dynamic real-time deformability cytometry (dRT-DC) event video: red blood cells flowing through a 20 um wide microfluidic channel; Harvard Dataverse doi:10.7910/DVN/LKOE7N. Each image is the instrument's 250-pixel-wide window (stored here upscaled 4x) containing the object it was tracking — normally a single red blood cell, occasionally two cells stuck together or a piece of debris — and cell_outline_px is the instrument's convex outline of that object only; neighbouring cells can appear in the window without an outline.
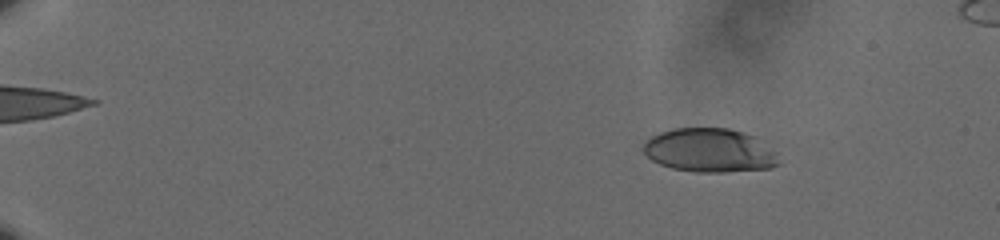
{"species": "human", "species_latin": "Homo sapiens", "temperature_condition": "cold", "stored_images_in_passage": 61, "camera_frame_rate_fps": 3000, "um_per_image_px": 0.085, "donor": {"sex": "male"}, "frame": {"image": 1, "passage_image": 10, "time_ms": 3.0, "image_size_px": [1000, 240], "cell_outline_px": [[780, 164], [772, 168], [724, 172], [696, 172], [672, 168], [660, 164], [652, 160], [644, 152], [644, 140], [660, 132], [672, 128], [728, 128], [744, 132], [756, 136], [780, 152]], "centroid_in_image_um": [60.4, 12.78], "position_along_channel_um": 24.6, "area_um2": 35.2}}
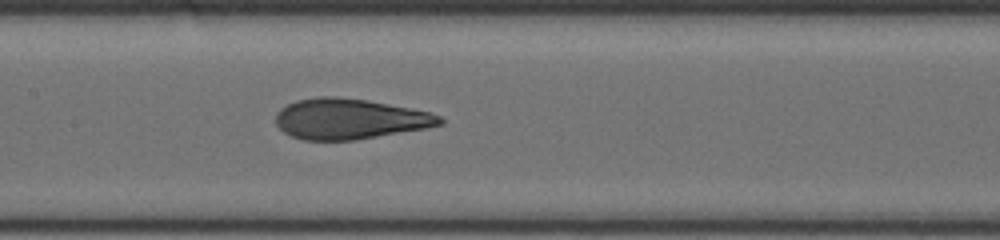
{"frame": {"image": 2, "passage_image": 34, "time_ms": 11.0, "image_size_px": [1000, 240], "cell_outline_px": [[444, 124], [424, 128], [356, 140], [304, 140], [292, 136], [284, 132], [276, 124], [276, 112], [280, 108], [296, 100], [320, 96], [336, 96], [368, 100], [428, 112], [440, 116], [444, 120]], "centroid_in_image_um": [29.68, 10.1], "position_along_channel_um": 177.7, "area_um2": 38.55}}
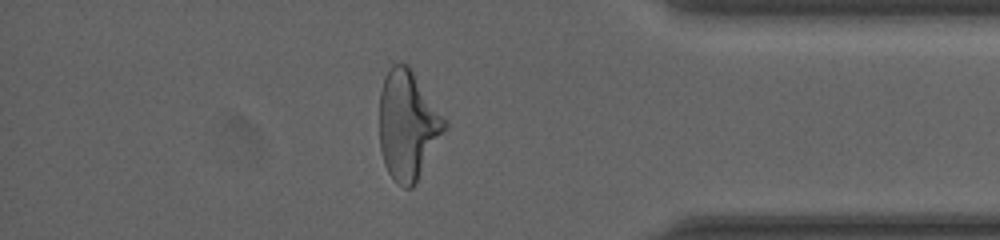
{"frame": {"image": 3, "passage_image": 54, "time_ms": 17.667, "image_size_px": [1000, 240], "cell_outline_px": [[448, 128], [416, 184], [412, 188], [404, 188], [396, 184], [388, 172], [384, 164], [380, 148], [380, 92], [384, 76], [392, 64], [408, 64], [448, 120]], "centroid_in_image_um": [34.7, 10.66], "position_along_channel_um": 400.5, "area_um2": 42.25}, "authors_computed_cell_mechanics": {"area_um2": 38.3792, "velocity_mm_per_s": 3.6104, "shape_relaxation_time_tau1_ms": 4.4336, "shape_relaxation_time_tau2_ms": 1.0517, "deformation_change_tau1": 0.1789, "deformation_change_tau2": 0.0901}}